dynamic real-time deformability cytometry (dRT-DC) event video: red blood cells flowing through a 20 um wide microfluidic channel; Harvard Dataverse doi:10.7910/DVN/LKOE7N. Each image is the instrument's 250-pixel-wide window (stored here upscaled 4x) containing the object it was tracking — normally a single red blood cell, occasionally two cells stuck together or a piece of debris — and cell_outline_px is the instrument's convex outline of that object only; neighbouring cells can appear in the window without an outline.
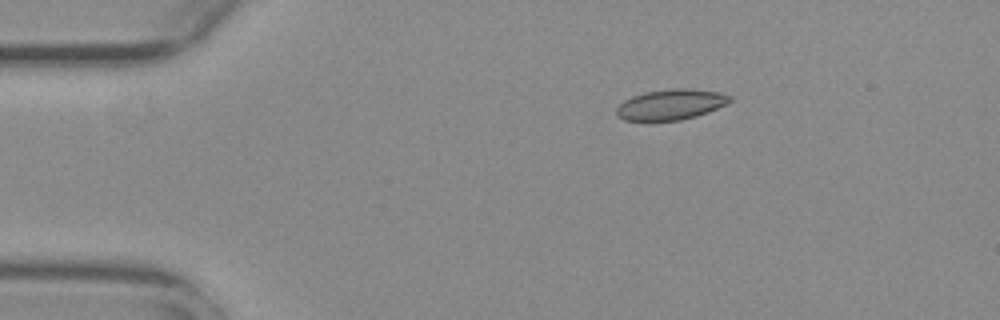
{"species": "common noctule bat (a hibernating species)", "species_latin": "Nyctalus noctula", "temperature_condition": "warm", "stored_images_in_passage": 46, "camera_frame_rate_fps": 3000, "um_per_image_px": 0.085, "animal": {"sex": "female", "body_mass_g": 29.2, "forearm_length_mm": 56.3}, "frame": {"image": 1, "passage_image": 1, "time_ms": 0.0, "image_size_px": [1000, 320], "cell_outline_px": [[732, 100], [728, 104], [708, 112], [696, 116], [680, 120], [624, 120], [616, 116], [616, 108], [624, 100], [632, 96], [644, 92], [672, 88], [688, 88], [720, 92], [732, 96]], "centroid_in_image_um": [57.04, 8.87], "position_along_channel_um": 28.0, "area_um2": 20.29}}
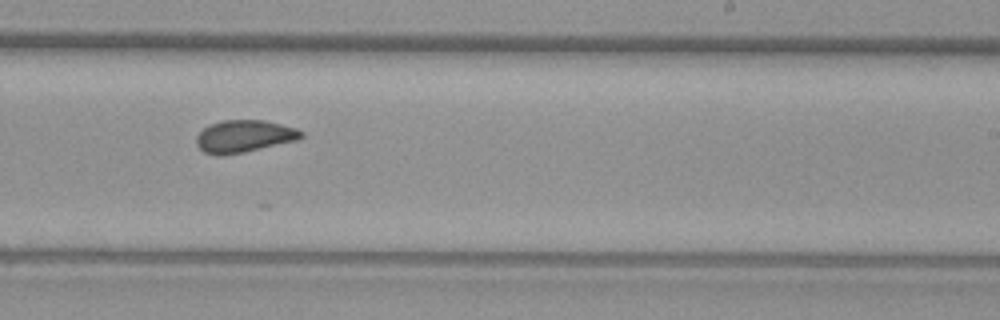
{"frame": {"image": 2, "passage_image": 25, "time_ms": 8.0, "image_size_px": [1000, 320], "cell_outline_px": [[304, 136], [296, 140], [244, 152], [220, 156], [216, 156], [204, 152], [196, 144], [196, 136], [204, 128], [212, 124], [224, 120], [264, 120], [296, 128], [304, 132]], "centroid_in_image_um": [20.74, 11.59], "position_along_channel_um": 268.3, "area_um2": 19.59}}
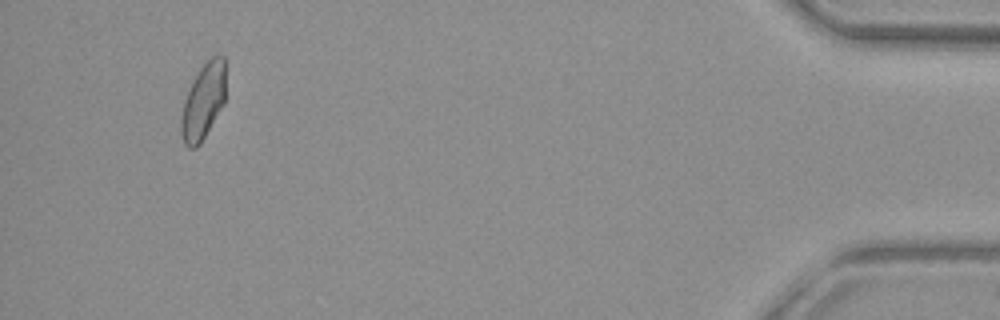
{"frame": {"image": 3, "passage_image": 43, "time_ms": 14.0, "image_size_px": [1000, 320], "cell_outline_px": [[224, 104], [200, 144], [196, 148], [188, 148], [184, 144], [180, 132], [180, 120], [184, 100], [200, 68], [212, 56], [224, 56]], "centroid_in_image_um": [17.25, 8.68], "position_along_channel_um": 417.9, "area_um2": 19.36}, "authors_computed_cell_mechanics": {"area_um2": 19.7387, "velocity_mm_per_s": 3.7935, "shape_relaxation_time_tau1_ms": null, "shape_relaxation_time_tau2_ms": 2.0439, "deformation_change_tau1": null, "deformation_change_tau2": 0.0588}}